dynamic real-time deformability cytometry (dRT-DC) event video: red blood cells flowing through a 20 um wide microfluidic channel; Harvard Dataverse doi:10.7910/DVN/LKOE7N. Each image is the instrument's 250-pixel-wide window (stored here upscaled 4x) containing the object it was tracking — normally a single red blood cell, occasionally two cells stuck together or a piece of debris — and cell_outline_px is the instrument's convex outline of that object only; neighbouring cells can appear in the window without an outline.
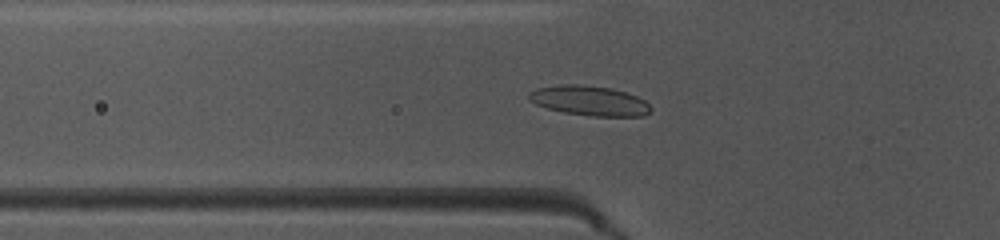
{"species": "common noctule bat (a hibernating species)", "species_latin": "Nyctalus noctula", "temperature_condition": "warm", "stored_images_in_passage": 49, "camera_frame_rate_fps": 3000, "um_per_image_px": 0.085, "animal": {"sex": "female", "body_mass_g": 10.0, "forearm_length_mm": 53.1}, "frame": {"image": 1, "passage_image": 17, "time_ms": 5.333, "image_size_px": [1000, 240], "cell_outline_px": [[652, 112], [644, 116], [592, 116], [564, 112], [548, 108], [536, 104], [528, 100], [528, 92], [536, 88], [564, 84], [576, 84], [612, 88], [636, 96], [644, 100], [652, 108]], "centroid_in_image_um": [50.1, 8.56], "position_along_channel_um": 75.7, "area_um2": 21.15}}
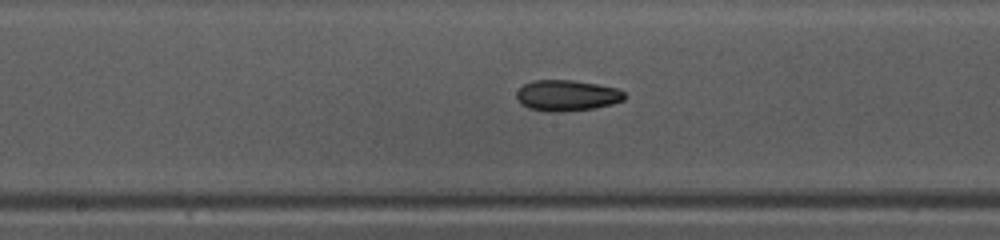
{"frame": {"image": 2, "passage_image": 26, "time_ms": 8.333, "image_size_px": [1000, 240], "cell_outline_px": [[628, 96], [624, 100], [612, 104], [596, 108], [564, 112], [544, 112], [528, 108], [520, 104], [516, 96], [516, 92], [524, 84], [532, 80], [572, 80], [620, 88]], "centroid_in_image_um": [48.2, 8.13], "position_along_channel_um": 200.0, "area_um2": 19.88}}
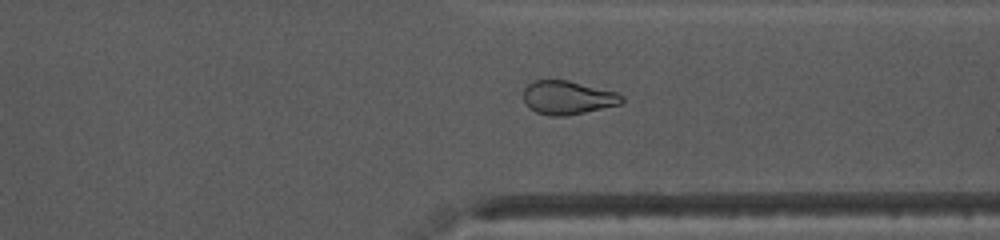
{"frame": {"image": 3, "passage_image": 38, "time_ms": 12.333, "image_size_px": [1000, 240], "cell_outline_px": [[624, 100], [620, 104], [584, 112], [564, 116], [552, 116], [536, 112], [528, 108], [524, 100], [524, 88], [528, 84], [536, 80], [568, 80], [616, 92], [624, 96]], "centroid_in_image_um": [48.24, 8.29], "position_along_channel_um": 363.2, "area_um2": 19.13}, "authors_computed_cell_mechanics": {"area_um2": 20.23, "velocity_mm_per_s": 4.0944, "shape_relaxation_time_tau1_ms": 10.372, "shape_relaxation_time_tau2_ms": 5.3342, "deformation_change_tau1": 0.1889, "deformation_change_tau2": 0.1183}}